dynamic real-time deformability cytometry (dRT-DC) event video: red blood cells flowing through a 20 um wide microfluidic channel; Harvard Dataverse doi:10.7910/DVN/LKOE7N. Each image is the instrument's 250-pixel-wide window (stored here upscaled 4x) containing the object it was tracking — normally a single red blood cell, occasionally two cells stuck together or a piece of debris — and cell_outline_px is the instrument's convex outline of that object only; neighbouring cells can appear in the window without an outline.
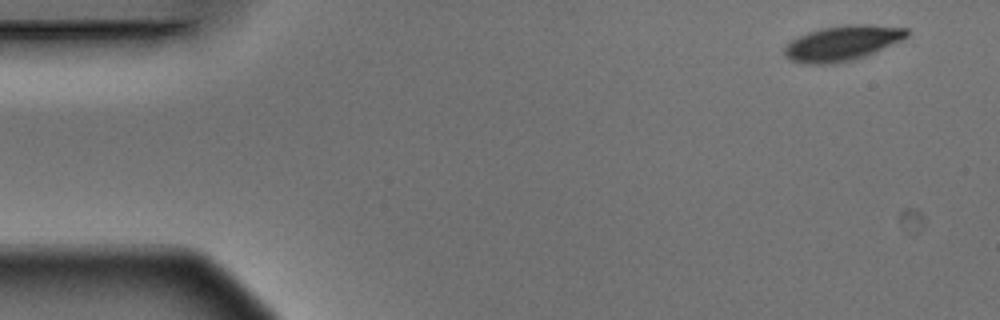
{"species": "Egyptian fruit bat (a non-hibernating species)", "species_latin": "Rousettus aegyptiacus", "temperature_condition": "warm", "stored_images_in_passage": 3, "camera_frame_rate_fps": 3000, "um_per_image_px": 0.085, "animal": {"sex": "male"}, "frame": {"image": 1, "passage_image": 1, "time_ms": 0.0, "image_size_px": [1000, 320], "cell_outline_px": [[908, 36], [900, 40], [864, 56], [848, 60], [824, 64], [804, 64], [792, 60], [784, 56], [784, 48], [792, 40], [808, 32], [824, 28], [848, 24], [868, 24], [908, 28]], "centroid_in_image_um": [71.58, 3.65], "position_along_channel_um": 13.4, "area_um2": 24.45}}